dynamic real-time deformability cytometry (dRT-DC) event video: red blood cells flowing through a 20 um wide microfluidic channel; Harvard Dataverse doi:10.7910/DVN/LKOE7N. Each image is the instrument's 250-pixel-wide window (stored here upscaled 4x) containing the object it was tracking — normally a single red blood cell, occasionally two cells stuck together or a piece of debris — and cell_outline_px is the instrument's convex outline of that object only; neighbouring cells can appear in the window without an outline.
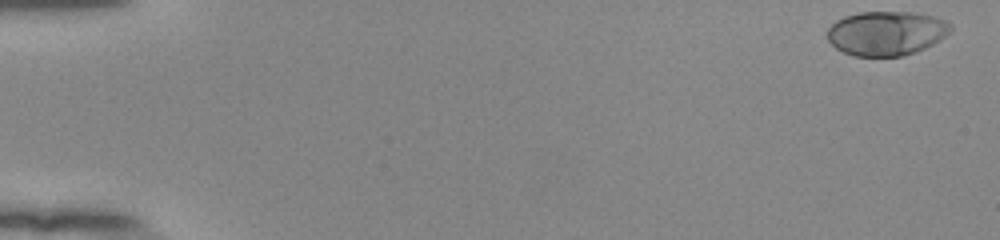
{"species": "human", "species_latin": "Homo sapiens", "temperature_condition": "room temperature", "stored_images_in_passage": 53, "camera_frame_rate_fps": 3000, "um_per_image_px": 0.085, "donor": {"sex": "female"}, "frame": {"image": 1, "passage_image": 1, "time_ms": 0.0, "image_size_px": [1000, 240], "cell_outline_px": [[952, 28], [940, 40], [924, 48], [900, 56], [852, 56], [836, 48], [828, 40], [828, 28], [836, 20], [844, 16], [860, 12], [912, 12], [936, 16], [952, 24]], "centroid_in_image_um": [75.33, 2.81], "position_along_channel_um": 9.7, "area_um2": 31.73}}
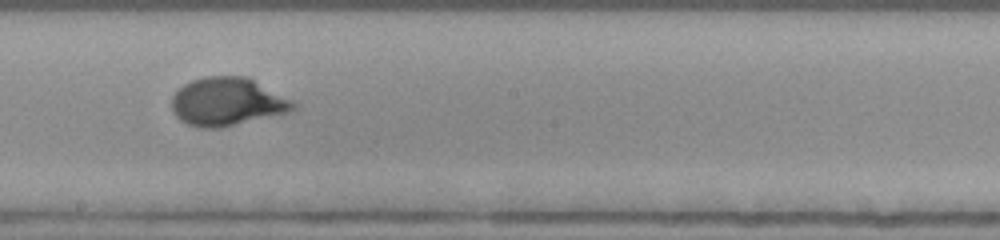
{"frame": {"image": 2, "passage_image": 31, "time_ms": 10.0, "image_size_px": [1000, 240], "cell_outline_px": [[300, 104], [292, 112], [220, 128], [196, 128], [180, 120], [172, 112], [172, 96], [184, 84], [192, 80], [204, 76], [248, 76]], "centroid_in_image_um": [19.35, 8.65], "position_along_channel_um": 228.8, "area_um2": 34.62}}
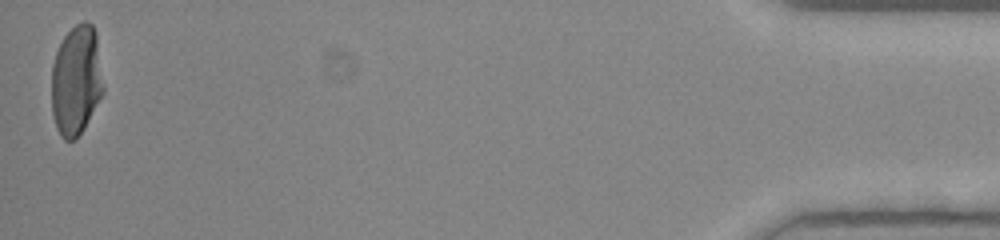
{"frame": {"image": 3, "passage_image": 53, "time_ms": 17.333, "image_size_px": [1000, 240], "cell_outline_px": [[104, 92], [84, 128], [76, 140], [64, 140], [60, 136], [56, 128], [52, 112], [52, 64], [56, 52], [64, 36], [76, 24], [84, 20], [88, 20], [92, 24], [96, 32], [104, 88]], "centroid_in_image_um": [6.49, 6.84], "position_along_channel_um": 428.7, "area_um2": 33.47}, "authors_computed_cell_mechanics": {"area_um2": 32.8882, "velocity_mm_per_s": 3.8752, "shape_relaxation_time_tau1_ms": 3.5753, "shape_relaxation_time_tau2_ms": null, "deformation_change_tau1": 0.1883, "deformation_change_tau2": null}}